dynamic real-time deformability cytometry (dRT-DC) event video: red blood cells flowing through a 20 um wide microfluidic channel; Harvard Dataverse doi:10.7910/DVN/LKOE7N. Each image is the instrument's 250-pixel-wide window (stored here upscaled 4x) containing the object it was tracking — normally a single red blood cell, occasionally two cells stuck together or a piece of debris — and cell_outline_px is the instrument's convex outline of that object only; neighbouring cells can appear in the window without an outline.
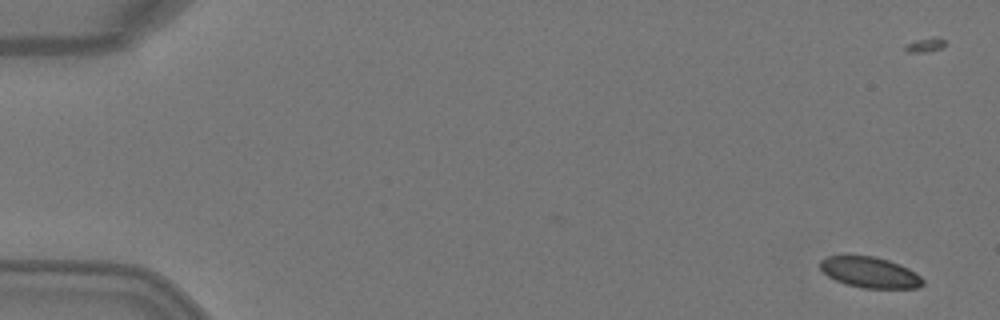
{"species": "Egyptian fruit bat (a non-hibernating species)", "species_latin": "Rousettus aegyptiacus", "temperature_condition": "warm", "stored_images_in_passage": 7, "camera_frame_rate_fps": 3000, "um_per_image_px": 0.085, "animal": {"sex": "female"}, "frame": {"image": 1, "passage_image": 1, "time_ms": 0.0, "image_size_px": [1000, 320], "cell_outline_px": [[924, 284], [920, 288], [864, 288], [844, 284], [828, 276], [820, 268], [820, 260], [828, 256], [844, 252], [848, 252], [876, 256], [900, 264], [908, 268], [920, 276], [924, 280]], "centroid_in_image_um": [73.89, 23.1], "position_along_channel_um": 11.1, "area_um2": 19.19}}